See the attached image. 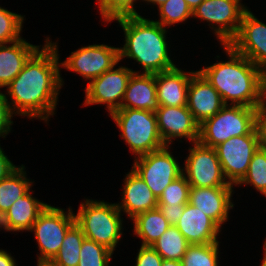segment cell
Returning <instances> with one entry per match:
<instances>
[{
  "instance_id": "836d02e7",
  "label": "cell",
  "mask_w": 266,
  "mask_h": 266,
  "mask_svg": "<svg viewBox=\"0 0 266 266\" xmlns=\"http://www.w3.org/2000/svg\"><path fill=\"white\" fill-rule=\"evenodd\" d=\"M99 11L104 21L111 22L114 19L139 15L134 6L136 0H97Z\"/></svg>"
},
{
  "instance_id": "f6af8a7d",
  "label": "cell",
  "mask_w": 266,
  "mask_h": 266,
  "mask_svg": "<svg viewBox=\"0 0 266 266\" xmlns=\"http://www.w3.org/2000/svg\"><path fill=\"white\" fill-rule=\"evenodd\" d=\"M38 266H53L51 263L49 262H43V263H39L37 264Z\"/></svg>"
},
{
  "instance_id": "277c9868",
  "label": "cell",
  "mask_w": 266,
  "mask_h": 266,
  "mask_svg": "<svg viewBox=\"0 0 266 266\" xmlns=\"http://www.w3.org/2000/svg\"><path fill=\"white\" fill-rule=\"evenodd\" d=\"M121 211L116 203L86 199L75 216V223L86 239L106 246L112 252L122 237Z\"/></svg>"
},
{
  "instance_id": "603a6c76",
  "label": "cell",
  "mask_w": 266,
  "mask_h": 266,
  "mask_svg": "<svg viewBox=\"0 0 266 266\" xmlns=\"http://www.w3.org/2000/svg\"><path fill=\"white\" fill-rule=\"evenodd\" d=\"M39 48L24 38L12 42L10 46L0 44V88L9 85Z\"/></svg>"
},
{
  "instance_id": "4fadbf2b",
  "label": "cell",
  "mask_w": 266,
  "mask_h": 266,
  "mask_svg": "<svg viewBox=\"0 0 266 266\" xmlns=\"http://www.w3.org/2000/svg\"><path fill=\"white\" fill-rule=\"evenodd\" d=\"M119 62V47L94 44L73 51L60 66L80 74L91 82Z\"/></svg>"
},
{
  "instance_id": "8fae6325",
  "label": "cell",
  "mask_w": 266,
  "mask_h": 266,
  "mask_svg": "<svg viewBox=\"0 0 266 266\" xmlns=\"http://www.w3.org/2000/svg\"><path fill=\"white\" fill-rule=\"evenodd\" d=\"M241 0H204L193 10V17L214 23L212 28L222 44H228L238 33L241 19L248 9Z\"/></svg>"
},
{
  "instance_id": "7a4b0ae2",
  "label": "cell",
  "mask_w": 266,
  "mask_h": 266,
  "mask_svg": "<svg viewBox=\"0 0 266 266\" xmlns=\"http://www.w3.org/2000/svg\"><path fill=\"white\" fill-rule=\"evenodd\" d=\"M230 60L198 70L218 91L225 105L259 108L266 101V74L228 44H222Z\"/></svg>"
},
{
  "instance_id": "ee69618b",
  "label": "cell",
  "mask_w": 266,
  "mask_h": 266,
  "mask_svg": "<svg viewBox=\"0 0 266 266\" xmlns=\"http://www.w3.org/2000/svg\"><path fill=\"white\" fill-rule=\"evenodd\" d=\"M264 257H263V260H262V263H261V266H266V240L264 242Z\"/></svg>"
},
{
  "instance_id": "cb8c5ba5",
  "label": "cell",
  "mask_w": 266,
  "mask_h": 266,
  "mask_svg": "<svg viewBox=\"0 0 266 266\" xmlns=\"http://www.w3.org/2000/svg\"><path fill=\"white\" fill-rule=\"evenodd\" d=\"M132 220L134 233L142 239L143 246H151L170 226L159 208L141 213Z\"/></svg>"
},
{
  "instance_id": "e575fe53",
  "label": "cell",
  "mask_w": 266,
  "mask_h": 266,
  "mask_svg": "<svg viewBox=\"0 0 266 266\" xmlns=\"http://www.w3.org/2000/svg\"><path fill=\"white\" fill-rule=\"evenodd\" d=\"M12 115L7 95L0 90V137L2 136V138H5L6 134L11 131V125L13 124V121H11Z\"/></svg>"
},
{
  "instance_id": "4dcf8cb0",
  "label": "cell",
  "mask_w": 266,
  "mask_h": 266,
  "mask_svg": "<svg viewBox=\"0 0 266 266\" xmlns=\"http://www.w3.org/2000/svg\"><path fill=\"white\" fill-rule=\"evenodd\" d=\"M160 20L156 21L163 27L171 26L175 23L184 22L193 17V11L185 0H168L158 9Z\"/></svg>"
},
{
  "instance_id": "30bf717a",
  "label": "cell",
  "mask_w": 266,
  "mask_h": 266,
  "mask_svg": "<svg viewBox=\"0 0 266 266\" xmlns=\"http://www.w3.org/2000/svg\"><path fill=\"white\" fill-rule=\"evenodd\" d=\"M189 148V155L182 169L190 186L195 187H233L225 179L215 148L199 142ZM185 171V172H184Z\"/></svg>"
},
{
  "instance_id": "74e56055",
  "label": "cell",
  "mask_w": 266,
  "mask_h": 266,
  "mask_svg": "<svg viewBox=\"0 0 266 266\" xmlns=\"http://www.w3.org/2000/svg\"><path fill=\"white\" fill-rule=\"evenodd\" d=\"M256 128L259 134L260 145L266 148V102L257 110Z\"/></svg>"
},
{
  "instance_id": "7402d4cb",
  "label": "cell",
  "mask_w": 266,
  "mask_h": 266,
  "mask_svg": "<svg viewBox=\"0 0 266 266\" xmlns=\"http://www.w3.org/2000/svg\"><path fill=\"white\" fill-rule=\"evenodd\" d=\"M159 106L156 96V74L134 72L128 82L120 108L155 112Z\"/></svg>"
},
{
  "instance_id": "3957f363",
  "label": "cell",
  "mask_w": 266,
  "mask_h": 266,
  "mask_svg": "<svg viewBox=\"0 0 266 266\" xmlns=\"http://www.w3.org/2000/svg\"><path fill=\"white\" fill-rule=\"evenodd\" d=\"M114 20L118 21L125 34V45L119 48L120 61L125 57L136 60L145 74H157L176 67L168 56L165 27L141 15Z\"/></svg>"
},
{
  "instance_id": "d590c367",
  "label": "cell",
  "mask_w": 266,
  "mask_h": 266,
  "mask_svg": "<svg viewBox=\"0 0 266 266\" xmlns=\"http://www.w3.org/2000/svg\"><path fill=\"white\" fill-rule=\"evenodd\" d=\"M163 258L152 246L141 245L136 257L135 266H161Z\"/></svg>"
},
{
  "instance_id": "52a82bcc",
  "label": "cell",
  "mask_w": 266,
  "mask_h": 266,
  "mask_svg": "<svg viewBox=\"0 0 266 266\" xmlns=\"http://www.w3.org/2000/svg\"><path fill=\"white\" fill-rule=\"evenodd\" d=\"M67 213L63 209L47 205L34 222L30 231L34 232L40 250L37 264L50 262L58 253L65 234L75 223L72 209L69 208Z\"/></svg>"
},
{
  "instance_id": "6da1fadb",
  "label": "cell",
  "mask_w": 266,
  "mask_h": 266,
  "mask_svg": "<svg viewBox=\"0 0 266 266\" xmlns=\"http://www.w3.org/2000/svg\"><path fill=\"white\" fill-rule=\"evenodd\" d=\"M45 42L9 83L6 93L11 98L9 106L13 114L46 122L56 109L63 79L60 77L57 43H52L48 37Z\"/></svg>"
},
{
  "instance_id": "8992f818",
  "label": "cell",
  "mask_w": 266,
  "mask_h": 266,
  "mask_svg": "<svg viewBox=\"0 0 266 266\" xmlns=\"http://www.w3.org/2000/svg\"><path fill=\"white\" fill-rule=\"evenodd\" d=\"M257 110L243 105H225L199 125L198 142L215 148L231 137L249 134L256 127Z\"/></svg>"
},
{
  "instance_id": "9a60e30c",
  "label": "cell",
  "mask_w": 266,
  "mask_h": 266,
  "mask_svg": "<svg viewBox=\"0 0 266 266\" xmlns=\"http://www.w3.org/2000/svg\"><path fill=\"white\" fill-rule=\"evenodd\" d=\"M158 130L165 146H169L172 139L186 138L195 143L199 139V123L186 106H159L155 111Z\"/></svg>"
},
{
  "instance_id": "60d3db41",
  "label": "cell",
  "mask_w": 266,
  "mask_h": 266,
  "mask_svg": "<svg viewBox=\"0 0 266 266\" xmlns=\"http://www.w3.org/2000/svg\"><path fill=\"white\" fill-rule=\"evenodd\" d=\"M161 266H183L181 261L163 259Z\"/></svg>"
},
{
  "instance_id": "484cf974",
  "label": "cell",
  "mask_w": 266,
  "mask_h": 266,
  "mask_svg": "<svg viewBox=\"0 0 266 266\" xmlns=\"http://www.w3.org/2000/svg\"><path fill=\"white\" fill-rule=\"evenodd\" d=\"M85 238L81 228L74 223L65 234L58 253L49 263L53 266H78L81 245Z\"/></svg>"
},
{
  "instance_id": "8d00e7d4",
  "label": "cell",
  "mask_w": 266,
  "mask_h": 266,
  "mask_svg": "<svg viewBox=\"0 0 266 266\" xmlns=\"http://www.w3.org/2000/svg\"><path fill=\"white\" fill-rule=\"evenodd\" d=\"M158 208L170 225H176L182 216L185 205H158Z\"/></svg>"
},
{
  "instance_id": "83f0119b",
  "label": "cell",
  "mask_w": 266,
  "mask_h": 266,
  "mask_svg": "<svg viewBox=\"0 0 266 266\" xmlns=\"http://www.w3.org/2000/svg\"><path fill=\"white\" fill-rule=\"evenodd\" d=\"M219 242L191 244L182 257L183 266H219Z\"/></svg>"
},
{
  "instance_id": "44dd1931",
  "label": "cell",
  "mask_w": 266,
  "mask_h": 266,
  "mask_svg": "<svg viewBox=\"0 0 266 266\" xmlns=\"http://www.w3.org/2000/svg\"><path fill=\"white\" fill-rule=\"evenodd\" d=\"M34 198L30 190L16 200L0 218V228L6 231H30L40 213L47 207Z\"/></svg>"
},
{
  "instance_id": "f1b7e54d",
  "label": "cell",
  "mask_w": 266,
  "mask_h": 266,
  "mask_svg": "<svg viewBox=\"0 0 266 266\" xmlns=\"http://www.w3.org/2000/svg\"><path fill=\"white\" fill-rule=\"evenodd\" d=\"M251 184L266 197V148L259 147L254 153L247 174L237 184Z\"/></svg>"
},
{
  "instance_id": "ffe728a7",
  "label": "cell",
  "mask_w": 266,
  "mask_h": 266,
  "mask_svg": "<svg viewBox=\"0 0 266 266\" xmlns=\"http://www.w3.org/2000/svg\"><path fill=\"white\" fill-rule=\"evenodd\" d=\"M195 71L184 72L175 67L156 74V96L160 106H186L188 87Z\"/></svg>"
},
{
  "instance_id": "7bdbcfd3",
  "label": "cell",
  "mask_w": 266,
  "mask_h": 266,
  "mask_svg": "<svg viewBox=\"0 0 266 266\" xmlns=\"http://www.w3.org/2000/svg\"><path fill=\"white\" fill-rule=\"evenodd\" d=\"M149 3H153L154 5L157 4L158 7L161 6L162 4H164L166 1L168 0H143Z\"/></svg>"
},
{
  "instance_id": "4316f807",
  "label": "cell",
  "mask_w": 266,
  "mask_h": 266,
  "mask_svg": "<svg viewBox=\"0 0 266 266\" xmlns=\"http://www.w3.org/2000/svg\"><path fill=\"white\" fill-rule=\"evenodd\" d=\"M189 245L177 227L170 225L151 246L163 259L181 261Z\"/></svg>"
},
{
  "instance_id": "d4e9b609",
  "label": "cell",
  "mask_w": 266,
  "mask_h": 266,
  "mask_svg": "<svg viewBox=\"0 0 266 266\" xmlns=\"http://www.w3.org/2000/svg\"><path fill=\"white\" fill-rule=\"evenodd\" d=\"M24 169L25 167L21 165L7 178L0 181V218L32 186L33 182L26 177Z\"/></svg>"
},
{
  "instance_id": "f546056e",
  "label": "cell",
  "mask_w": 266,
  "mask_h": 266,
  "mask_svg": "<svg viewBox=\"0 0 266 266\" xmlns=\"http://www.w3.org/2000/svg\"><path fill=\"white\" fill-rule=\"evenodd\" d=\"M113 252L95 241L84 239L78 266H109Z\"/></svg>"
},
{
  "instance_id": "b9f144b4",
  "label": "cell",
  "mask_w": 266,
  "mask_h": 266,
  "mask_svg": "<svg viewBox=\"0 0 266 266\" xmlns=\"http://www.w3.org/2000/svg\"><path fill=\"white\" fill-rule=\"evenodd\" d=\"M185 1L188 4V6L191 8V10L193 11L204 0H185Z\"/></svg>"
},
{
  "instance_id": "7c38bea8",
  "label": "cell",
  "mask_w": 266,
  "mask_h": 266,
  "mask_svg": "<svg viewBox=\"0 0 266 266\" xmlns=\"http://www.w3.org/2000/svg\"><path fill=\"white\" fill-rule=\"evenodd\" d=\"M114 68L88 83L85 88L84 106L106 104L109 114L120 109L128 82L136 71L123 66Z\"/></svg>"
},
{
  "instance_id": "5b68a950",
  "label": "cell",
  "mask_w": 266,
  "mask_h": 266,
  "mask_svg": "<svg viewBox=\"0 0 266 266\" xmlns=\"http://www.w3.org/2000/svg\"><path fill=\"white\" fill-rule=\"evenodd\" d=\"M110 116L121 130V138L132 153L139 156L165 147L158 130L156 113L148 110L120 108Z\"/></svg>"
},
{
  "instance_id": "d6986e66",
  "label": "cell",
  "mask_w": 266,
  "mask_h": 266,
  "mask_svg": "<svg viewBox=\"0 0 266 266\" xmlns=\"http://www.w3.org/2000/svg\"><path fill=\"white\" fill-rule=\"evenodd\" d=\"M122 202L118 209L133 219L137 215L158 208V199L145 181L133 170L126 174Z\"/></svg>"
},
{
  "instance_id": "ba28073f",
  "label": "cell",
  "mask_w": 266,
  "mask_h": 266,
  "mask_svg": "<svg viewBox=\"0 0 266 266\" xmlns=\"http://www.w3.org/2000/svg\"><path fill=\"white\" fill-rule=\"evenodd\" d=\"M260 146L259 134L255 127L249 134L231 137L215 147L223 175L229 184L236 186L243 179L254 153Z\"/></svg>"
},
{
  "instance_id": "f35d334b",
  "label": "cell",
  "mask_w": 266,
  "mask_h": 266,
  "mask_svg": "<svg viewBox=\"0 0 266 266\" xmlns=\"http://www.w3.org/2000/svg\"><path fill=\"white\" fill-rule=\"evenodd\" d=\"M18 166H15L12 161L5 155L3 149L0 147V181L7 178Z\"/></svg>"
},
{
  "instance_id": "5bb4252c",
  "label": "cell",
  "mask_w": 266,
  "mask_h": 266,
  "mask_svg": "<svg viewBox=\"0 0 266 266\" xmlns=\"http://www.w3.org/2000/svg\"><path fill=\"white\" fill-rule=\"evenodd\" d=\"M266 74V24L247 9L237 35L228 43Z\"/></svg>"
},
{
  "instance_id": "e0dca14e",
  "label": "cell",
  "mask_w": 266,
  "mask_h": 266,
  "mask_svg": "<svg viewBox=\"0 0 266 266\" xmlns=\"http://www.w3.org/2000/svg\"><path fill=\"white\" fill-rule=\"evenodd\" d=\"M234 187H190L189 202L212 218L220 227L228 220L234 207L231 197Z\"/></svg>"
},
{
  "instance_id": "ac0fdd59",
  "label": "cell",
  "mask_w": 266,
  "mask_h": 266,
  "mask_svg": "<svg viewBox=\"0 0 266 266\" xmlns=\"http://www.w3.org/2000/svg\"><path fill=\"white\" fill-rule=\"evenodd\" d=\"M175 226L190 245L219 242L217 236L221 227L190 203L185 205L182 216Z\"/></svg>"
},
{
  "instance_id": "d6a6232c",
  "label": "cell",
  "mask_w": 266,
  "mask_h": 266,
  "mask_svg": "<svg viewBox=\"0 0 266 266\" xmlns=\"http://www.w3.org/2000/svg\"><path fill=\"white\" fill-rule=\"evenodd\" d=\"M190 187L182 174L163 190L158 199V205H186L189 202Z\"/></svg>"
},
{
  "instance_id": "1f68e13d",
  "label": "cell",
  "mask_w": 266,
  "mask_h": 266,
  "mask_svg": "<svg viewBox=\"0 0 266 266\" xmlns=\"http://www.w3.org/2000/svg\"><path fill=\"white\" fill-rule=\"evenodd\" d=\"M24 17L0 7V44H8L21 39Z\"/></svg>"
},
{
  "instance_id": "ab89813d",
  "label": "cell",
  "mask_w": 266,
  "mask_h": 266,
  "mask_svg": "<svg viewBox=\"0 0 266 266\" xmlns=\"http://www.w3.org/2000/svg\"><path fill=\"white\" fill-rule=\"evenodd\" d=\"M0 266H16L15 259L11 254L0 249Z\"/></svg>"
},
{
  "instance_id": "2e32d148",
  "label": "cell",
  "mask_w": 266,
  "mask_h": 266,
  "mask_svg": "<svg viewBox=\"0 0 266 266\" xmlns=\"http://www.w3.org/2000/svg\"><path fill=\"white\" fill-rule=\"evenodd\" d=\"M224 106L218 91L199 71H195L189 82L187 96V107L194 119L201 124Z\"/></svg>"
},
{
  "instance_id": "9c48e42d",
  "label": "cell",
  "mask_w": 266,
  "mask_h": 266,
  "mask_svg": "<svg viewBox=\"0 0 266 266\" xmlns=\"http://www.w3.org/2000/svg\"><path fill=\"white\" fill-rule=\"evenodd\" d=\"M170 146L135 158L132 169L145 181L157 199L163 190L183 174L177 160L168 151Z\"/></svg>"
}]
</instances>
